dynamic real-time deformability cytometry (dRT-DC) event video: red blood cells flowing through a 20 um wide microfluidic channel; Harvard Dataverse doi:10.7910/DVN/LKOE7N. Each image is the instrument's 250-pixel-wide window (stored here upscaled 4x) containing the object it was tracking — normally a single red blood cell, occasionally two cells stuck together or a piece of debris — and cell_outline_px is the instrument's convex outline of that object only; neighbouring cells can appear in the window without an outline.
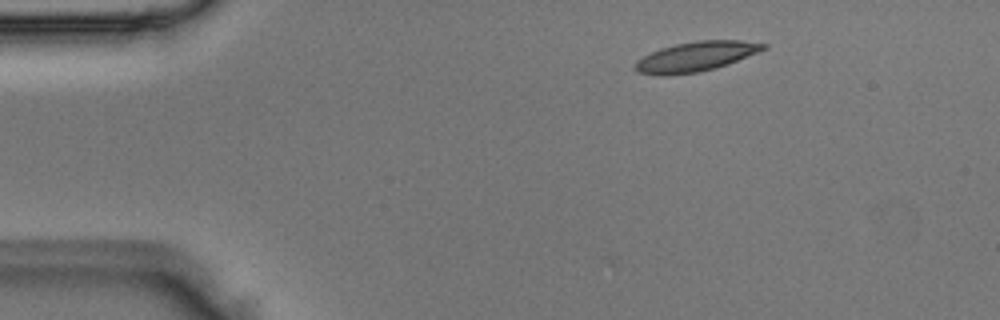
{"species": "Egyptian fruit bat (a non-hibernating species)", "species_latin": "Rousettus aegyptiacus", "temperature_condition": "room temperature", "stored_images_in_passage": 5, "camera_frame_rate_fps": 3000, "um_per_image_px": 0.085, "animal": {"sex": "male"}, "frame": {"image": 1, "passage_image": 2, "time_ms": 0.333, "image_size_px": [1000, 320], "cell_outline_px": [[768, 48], [728, 64], [716, 68], [700, 72], [668, 76], [664, 76], [636, 72], [632, 64], [636, 60], [660, 48], [676, 44], [700, 40], [740, 40], [768, 44]], "centroid_in_image_um": [59.12, 4.82], "position_along_channel_um": 25.9, "area_um2": 22.43}}